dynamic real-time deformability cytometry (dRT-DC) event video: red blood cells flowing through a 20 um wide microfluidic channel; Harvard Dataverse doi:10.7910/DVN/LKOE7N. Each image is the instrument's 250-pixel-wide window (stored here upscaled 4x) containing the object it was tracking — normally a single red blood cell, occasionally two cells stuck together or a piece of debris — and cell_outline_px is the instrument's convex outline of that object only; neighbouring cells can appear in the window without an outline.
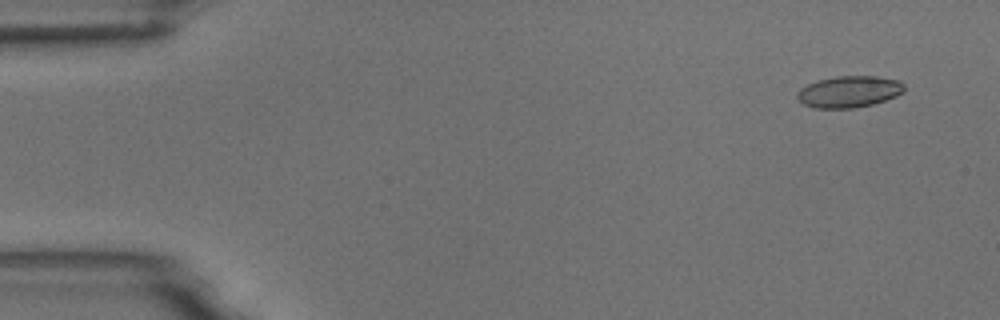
{"species": "common noctule bat (a hibernating species)", "species_latin": "Nyctalus noctula", "temperature_condition": "room temperature", "stored_images_in_passage": 55, "camera_frame_rate_fps": 3000, "um_per_image_px": 0.085, "animal": {"sex": "male", "body_mass_g": 18.8}, "frame": {"image": 1, "passage_image": 4, "time_ms": 1.0, "image_size_px": [1000, 320], "cell_outline_px": [[904, 92], [896, 96], [872, 104], [852, 108], [812, 108], [804, 104], [796, 96], [796, 92], [800, 88], [816, 80], [836, 76], [876, 76], [900, 80], [904, 84]], "centroid_in_image_um": [72.16, 7.78], "position_along_channel_um": 12.8, "area_um2": 19.77}}
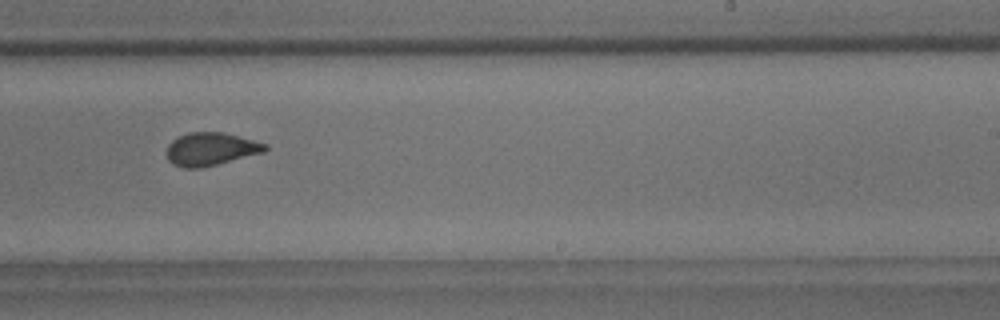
{"frame": {"image": 2, "passage_image": 34, "time_ms": 11.0, "image_size_px": [1000, 320], "cell_outline_px": [[268, 148], [264, 152], [200, 168], [184, 168], [172, 164], [168, 160], [168, 144], [172, 140], [188, 132], [224, 132], [268, 144]], "centroid_in_image_um": [17.92, 12.66], "position_along_channel_um": 271.1, "area_um2": 18.79}}
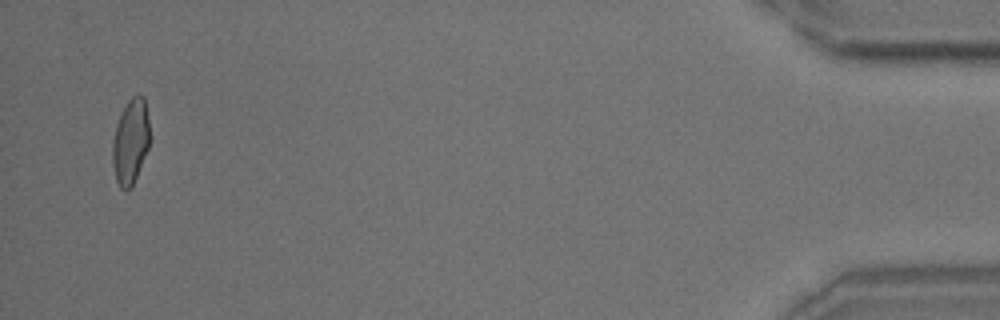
{"frame": {"image": 3, "passage_image": 53, "time_ms": 17.333, "image_size_px": [1000, 320], "cell_outline_px": [[152, 136], [148, 148], [132, 188], [120, 188], [116, 180], [112, 164], [112, 140], [116, 124], [128, 100], [132, 96], [144, 96]], "centroid_in_image_um": [11.11, 12.03], "position_along_channel_um": 424.1, "area_um2": 18.73}, "authors_computed_cell_mechanics": {"area_um2": 19.2474, "velocity_mm_per_s": 3.7304, "shape_relaxation_time_tau1_ms": 5.8981, "shape_relaxation_time_tau2_ms": 0.9865, "deformation_change_tau1": 0.1312, "deformation_change_tau2": 0.0608}}